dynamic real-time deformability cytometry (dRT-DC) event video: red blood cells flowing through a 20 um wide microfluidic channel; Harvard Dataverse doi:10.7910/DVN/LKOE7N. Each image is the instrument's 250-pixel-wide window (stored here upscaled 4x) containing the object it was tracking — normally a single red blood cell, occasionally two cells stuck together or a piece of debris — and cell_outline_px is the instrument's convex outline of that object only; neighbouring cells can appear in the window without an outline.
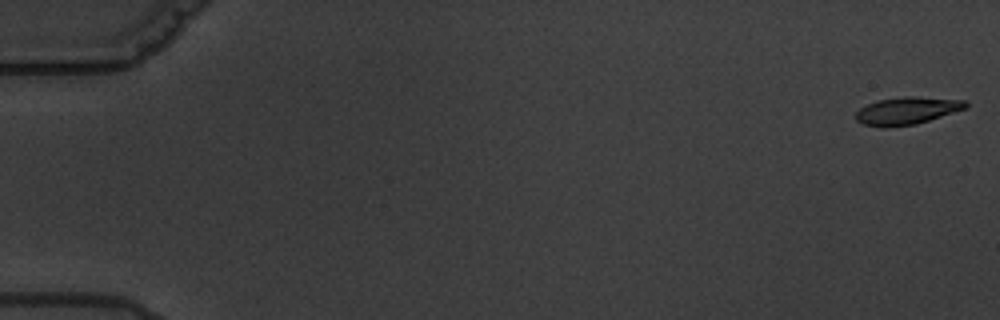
{"species": "common noctule bat (a hibernating species)", "species_latin": "Nyctalus noctula", "temperature_condition": "warm", "stored_images_in_passage": 6, "camera_frame_rate_fps": 3000, "um_per_image_px": 0.085, "animal": {"sex": "male", "body_mass_g": 19.5, "forearm_length_mm": 54.6}, "frame": {"image": 1, "passage_image": 1, "time_ms": 0.0, "image_size_px": [1000, 320], "cell_outline_px": [[968, 108], [916, 124], [888, 128], [880, 128], [864, 124], [856, 120], [856, 112], [860, 108], [876, 100], [904, 96], [916, 96], [964, 100], [968, 104]], "centroid_in_image_um": [77.09, 9.41], "position_along_channel_um": 7.9, "area_um2": 17.8}}
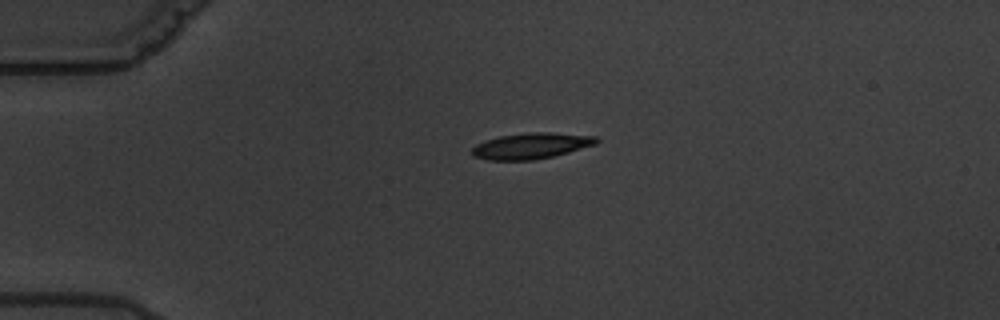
{"frame": {"image": 2, "passage_image": 5, "time_ms": 4.667, "image_size_px": [1000, 320], "cell_outline_px": [[600, 140], [596, 144], [568, 152], [552, 156], [532, 160], [488, 160], [472, 156], [472, 148], [476, 144], [500, 136], [528, 132], [548, 132], [596, 136]], "centroid_in_image_um": [45.15, 12.39], "position_along_channel_um": 39.9, "area_um2": 18.67}}